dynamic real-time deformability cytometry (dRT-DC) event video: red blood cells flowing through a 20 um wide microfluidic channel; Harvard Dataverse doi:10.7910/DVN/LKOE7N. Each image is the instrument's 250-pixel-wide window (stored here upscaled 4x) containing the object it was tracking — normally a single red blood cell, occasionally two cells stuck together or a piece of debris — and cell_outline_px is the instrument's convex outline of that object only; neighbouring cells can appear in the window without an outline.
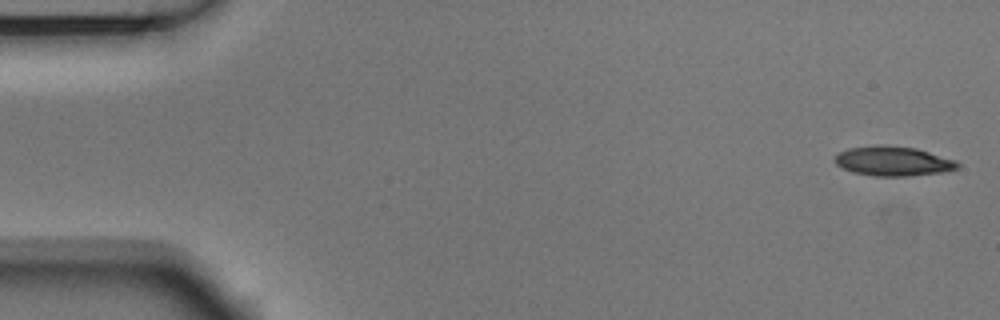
{"species": "Egyptian fruit bat (a non-hibernating species)", "species_latin": "Rousettus aegyptiacus", "temperature_condition": "room temperature", "stored_images_in_passage": 4, "camera_frame_rate_fps": 3000, "um_per_image_px": 0.085, "animal": {"sex": "male"}, "frame": {"image": 1, "passage_image": 1, "time_ms": 0.0, "image_size_px": [1000, 320], "cell_outline_px": [[960, 164], [956, 168], [944, 172], [908, 176], [872, 176], [852, 172], [840, 168], [832, 160], [840, 152], [848, 148], [876, 144], [884, 144], [916, 148], [956, 160]], "centroid_in_image_um": [75.87, 13.69], "position_along_channel_um": 9.1, "area_um2": 21.44}}
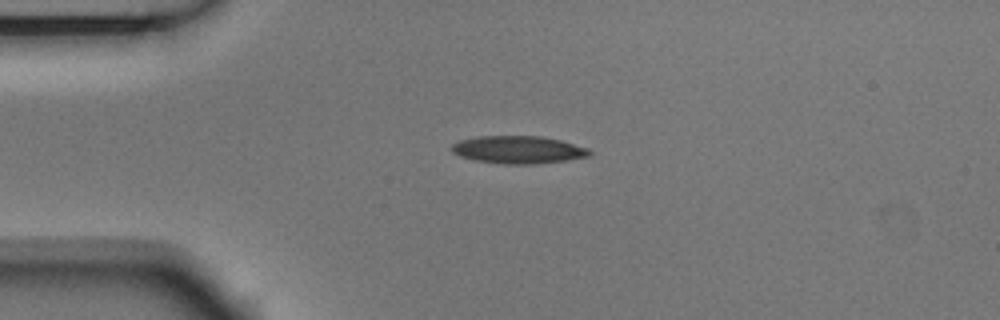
{"frame": {"image": 2, "passage_image": 4, "time_ms": 1.0, "image_size_px": [1000, 320], "cell_outline_px": [[592, 152], [588, 156], [564, 160], [532, 164], [504, 164], [476, 160], [460, 156], [452, 152], [452, 144], [460, 140], [476, 136], [540, 136], [560, 140], [588, 148]], "centroid_in_image_um": [44.03, 12.72], "position_along_channel_um": 41.0, "area_um2": 21.96}}